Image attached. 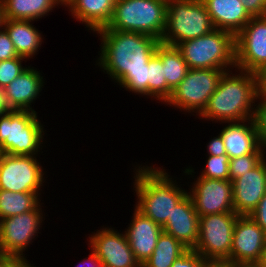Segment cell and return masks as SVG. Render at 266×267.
<instances>
[{"instance_id": "cell-4", "label": "cell", "mask_w": 266, "mask_h": 267, "mask_svg": "<svg viewBox=\"0 0 266 267\" xmlns=\"http://www.w3.org/2000/svg\"><path fill=\"white\" fill-rule=\"evenodd\" d=\"M189 69L236 68L235 36L230 32L214 29L201 37L176 45Z\"/></svg>"}, {"instance_id": "cell-14", "label": "cell", "mask_w": 266, "mask_h": 267, "mask_svg": "<svg viewBox=\"0 0 266 267\" xmlns=\"http://www.w3.org/2000/svg\"><path fill=\"white\" fill-rule=\"evenodd\" d=\"M87 244L102 261L104 267H141L130 248L125 232L102 227L92 232Z\"/></svg>"}, {"instance_id": "cell-35", "label": "cell", "mask_w": 266, "mask_h": 267, "mask_svg": "<svg viewBox=\"0 0 266 267\" xmlns=\"http://www.w3.org/2000/svg\"><path fill=\"white\" fill-rule=\"evenodd\" d=\"M247 12L252 16L266 15V0H240Z\"/></svg>"}, {"instance_id": "cell-26", "label": "cell", "mask_w": 266, "mask_h": 267, "mask_svg": "<svg viewBox=\"0 0 266 267\" xmlns=\"http://www.w3.org/2000/svg\"><path fill=\"white\" fill-rule=\"evenodd\" d=\"M188 250L172 235L162 231L152 255L141 267H171L175 260Z\"/></svg>"}, {"instance_id": "cell-7", "label": "cell", "mask_w": 266, "mask_h": 267, "mask_svg": "<svg viewBox=\"0 0 266 267\" xmlns=\"http://www.w3.org/2000/svg\"><path fill=\"white\" fill-rule=\"evenodd\" d=\"M214 29L202 0H167L166 27L161 43L176 46Z\"/></svg>"}, {"instance_id": "cell-17", "label": "cell", "mask_w": 266, "mask_h": 267, "mask_svg": "<svg viewBox=\"0 0 266 267\" xmlns=\"http://www.w3.org/2000/svg\"><path fill=\"white\" fill-rule=\"evenodd\" d=\"M41 72L28 66L4 89V97L10 110L35 111L32 104L39 97L45 80ZM32 103V104H31Z\"/></svg>"}, {"instance_id": "cell-33", "label": "cell", "mask_w": 266, "mask_h": 267, "mask_svg": "<svg viewBox=\"0 0 266 267\" xmlns=\"http://www.w3.org/2000/svg\"><path fill=\"white\" fill-rule=\"evenodd\" d=\"M208 261L194 249H188L178 257L171 267H203Z\"/></svg>"}, {"instance_id": "cell-6", "label": "cell", "mask_w": 266, "mask_h": 267, "mask_svg": "<svg viewBox=\"0 0 266 267\" xmlns=\"http://www.w3.org/2000/svg\"><path fill=\"white\" fill-rule=\"evenodd\" d=\"M37 114L36 111L10 110L0 116V153L20 156L40 154L45 125Z\"/></svg>"}, {"instance_id": "cell-1", "label": "cell", "mask_w": 266, "mask_h": 267, "mask_svg": "<svg viewBox=\"0 0 266 267\" xmlns=\"http://www.w3.org/2000/svg\"><path fill=\"white\" fill-rule=\"evenodd\" d=\"M94 33L101 40L96 66L129 93L148 97V62L161 41L143 33L107 27Z\"/></svg>"}, {"instance_id": "cell-2", "label": "cell", "mask_w": 266, "mask_h": 267, "mask_svg": "<svg viewBox=\"0 0 266 267\" xmlns=\"http://www.w3.org/2000/svg\"><path fill=\"white\" fill-rule=\"evenodd\" d=\"M234 71V74L232 70L223 74L198 118L225 124L253 119L258 96L257 75L236 68Z\"/></svg>"}, {"instance_id": "cell-16", "label": "cell", "mask_w": 266, "mask_h": 267, "mask_svg": "<svg viewBox=\"0 0 266 267\" xmlns=\"http://www.w3.org/2000/svg\"><path fill=\"white\" fill-rule=\"evenodd\" d=\"M232 183L234 212L250 216L266 193V158Z\"/></svg>"}, {"instance_id": "cell-22", "label": "cell", "mask_w": 266, "mask_h": 267, "mask_svg": "<svg viewBox=\"0 0 266 267\" xmlns=\"http://www.w3.org/2000/svg\"><path fill=\"white\" fill-rule=\"evenodd\" d=\"M116 0H68L64 7L88 29L98 31L111 20ZM71 12V13H70Z\"/></svg>"}, {"instance_id": "cell-9", "label": "cell", "mask_w": 266, "mask_h": 267, "mask_svg": "<svg viewBox=\"0 0 266 267\" xmlns=\"http://www.w3.org/2000/svg\"><path fill=\"white\" fill-rule=\"evenodd\" d=\"M225 72L223 69H189L165 105L179 108L189 114L200 115L207 107Z\"/></svg>"}, {"instance_id": "cell-42", "label": "cell", "mask_w": 266, "mask_h": 267, "mask_svg": "<svg viewBox=\"0 0 266 267\" xmlns=\"http://www.w3.org/2000/svg\"><path fill=\"white\" fill-rule=\"evenodd\" d=\"M9 111L10 109L7 106V103L4 97V92L2 89H0V116L6 114Z\"/></svg>"}, {"instance_id": "cell-15", "label": "cell", "mask_w": 266, "mask_h": 267, "mask_svg": "<svg viewBox=\"0 0 266 267\" xmlns=\"http://www.w3.org/2000/svg\"><path fill=\"white\" fill-rule=\"evenodd\" d=\"M266 232L250 216L239 215L234 227L230 257L225 262H262Z\"/></svg>"}, {"instance_id": "cell-46", "label": "cell", "mask_w": 266, "mask_h": 267, "mask_svg": "<svg viewBox=\"0 0 266 267\" xmlns=\"http://www.w3.org/2000/svg\"><path fill=\"white\" fill-rule=\"evenodd\" d=\"M63 4H65L68 0H60Z\"/></svg>"}, {"instance_id": "cell-34", "label": "cell", "mask_w": 266, "mask_h": 267, "mask_svg": "<svg viewBox=\"0 0 266 267\" xmlns=\"http://www.w3.org/2000/svg\"><path fill=\"white\" fill-rule=\"evenodd\" d=\"M15 57L19 56L14 48L13 42L3 28V30H0V61L9 60Z\"/></svg>"}, {"instance_id": "cell-37", "label": "cell", "mask_w": 266, "mask_h": 267, "mask_svg": "<svg viewBox=\"0 0 266 267\" xmlns=\"http://www.w3.org/2000/svg\"><path fill=\"white\" fill-rule=\"evenodd\" d=\"M207 145L208 155L220 156L227 155L223 138L219 133L218 136L210 139Z\"/></svg>"}, {"instance_id": "cell-30", "label": "cell", "mask_w": 266, "mask_h": 267, "mask_svg": "<svg viewBox=\"0 0 266 267\" xmlns=\"http://www.w3.org/2000/svg\"><path fill=\"white\" fill-rule=\"evenodd\" d=\"M206 165L198 177L219 180H229V157L228 155H208Z\"/></svg>"}, {"instance_id": "cell-8", "label": "cell", "mask_w": 266, "mask_h": 267, "mask_svg": "<svg viewBox=\"0 0 266 267\" xmlns=\"http://www.w3.org/2000/svg\"><path fill=\"white\" fill-rule=\"evenodd\" d=\"M41 205L39 203L29 212L0 220V260H26L25 250L38 237L44 223Z\"/></svg>"}, {"instance_id": "cell-25", "label": "cell", "mask_w": 266, "mask_h": 267, "mask_svg": "<svg viewBox=\"0 0 266 267\" xmlns=\"http://www.w3.org/2000/svg\"><path fill=\"white\" fill-rule=\"evenodd\" d=\"M155 54L162 60L164 66L168 100L173 90L186 77L189 68L176 46H169L160 42Z\"/></svg>"}, {"instance_id": "cell-23", "label": "cell", "mask_w": 266, "mask_h": 267, "mask_svg": "<svg viewBox=\"0 0 266 267\" xmlns=\"http://www.w3.org/2000/svg\"><path fill=\"white\" fill-rule=\"evenodd\" d=\"M32 24V20L11 19H6L3 24L18 56L24 57L26 60L38 54L43 42L44 35Z\"/></svg>"}, {"instance_id": "cell-44", "label": "cell", "mask_w": 266, "mask_h": 267, "mask_svg": "<svg viewBox=\"0 0 266 267\" xmlns=\"http://www.w3.org/2000/svg\"><path fill=\"white\" fill-rule=\"evenodd\" d=\"M203 267H224L221 262H210L208 261Z\"/></svg>"}, {"instance_id": "cell-5", "label": "cell", "mask_w": 266, "mask_h": 267, "mask_svg": "<svg viewBox=\"0 0 266 267\" xmlns=\"http://www.w3.org/2000/svg\"><path fill=\"white\" fill-rule=\"evenodd\" d=\"M167 0H116L108 29L138 32L161 41L166 27Z\"/></svg>"}, {"instance_id": "cell-36", "label": "cell", "mask_w": 266, "mask_h": 267, "mask_svg": "<svg viewBox=\"0 0 266 267\" xmlns=\"http://www.w3.org/2000/svg\"><path fill=\"white\" fill-rule=\"evenodd\" d=\"M250 217L266 232V193Z\"/></svg>"}, {"instance_id": "cell-31", "label": "cell", "mask_w": 266, "mask_h": 267, "mask_svg": "<svg viewBox=\"0 0 266 267\" xmlns=\"http://www.w3.org/2000/svg\"><path fill=\"white\" fill-rule=\"evenodd\" d=\"M24 57H15L9 60L0 61V89H4L27 67L23 66Z\"/></svg>"}, {"instance_id": "cell-28", "label": "cell", "mask_w": 266, "mask_h": 267, "mask_svg": "<svg viewBox=\"0 0 266 267\" xmlns=\"http://www.w3.org/2000/svg\"><path fill=\"white\" fill-rule=\"evenodd\" d=\"M167 101V81L164 76L162 60L154 54L148 62V98Z\"/></svg>"}, {"instance_id": "cell-11", "label": "cell", "mask_w": 266, "mask_h": 267, "mask_svg": "<svg viewBox=\"0 0 266 267\" xmlns=\"http://www.w3.org/2000/svg\"><path fill=\"white\" fill-rule=\"evenodd\" d=\"M36 157L0 153V189L36 193L40 197L45 169Z\"/></svg>"}, {"instance_id": "cell-39", "label": "cell", "mask_w": 266, "mask_h": 267, "mask_svg": "<svg viewBox=\"0 0 266 267\" xmlns=\"http://www.w3.org/2000/svg\"><path fill=\"white\" fill-rule=\"evenodd\" d=\"M89 253V257H85L78 265L77 267H104L102 261L100 258L96 255V253L91 249Z\"/></svg>"}, {"instance_id": "cell-38", "label": "cell", "mask_w": 266, "mask_h": 267, "mask_svg": "<svg viewBox=\"0 0 266 267\" xmlns=\"http://www.w3.org/2000/svg\"><path fill=\"white\" fill-rule=\"evenodd\" d=\"M257 98H266V67L260 69L257 73Z\"/></svg>"}, {"instance_id": "cell-10", "label": "cell", "mask_w": 266, "mask_h": 267, "mask_svg": "<svg viewBox=\"0 0 266 267\" xmlns=\"http://www.w3.org/2000/svg\"><path fill=\"white\" fill-rule=\"evenodd\" d=\"M238 216L235 212L201 216L198 242L194 250L207 261L224 263L230 257Z\"/></svg>"}, {"instance_id": "cell-45", "label": "cell", "mask_w": 266, "mask_h": 267, "mask_svg": "<svg viewBox=\"0 0 266 267\" xmlns=\"http://www.w3.org/2000/svg\"><path fill=\"white\" fill-rule=\"evenodd\" d=\"M261 263L263 264L264 267H266V251H265V254L263 256V259H262Z\"/></svg>"}, {"instance_id": "cell-24", "label": "cell", "mask_w": 266, "mask_h": 267, "mask_svg": "<svg viewBox=\"0 0 266 267\" xmlns=\"http://www.w3.org/2000/svg\"><path fill=\"white\" fill-rule=\"evenodd\" d=\"M4 18L11 20L38 21L47 16L58 5L64 6L60 0H2Z\"/></svg>"}, {"instance_id": "cell-12", "label": "cell", "mask_w": 266, "mask_h": 267, "mask_svg": "<svg viewBox=\"0 0 266 267\" xmlns=\"http://www.w3.org/2000/svg\"><path fill=\"white\" fill-rule=\"evenodd\" d=\"M236 69L257 73L266 67V15L252 17L235 36Z\"/></svg>"}, {"instance_id": "cell-43", "label": "cell", "mask_w": 266, "mask_h": 267, "mask_svg": "<svg viewBox=\"0 0 266 267\" xmlns=\"http://www.w3.org/2000/svg\"><path fill=\"white\" fill-rule=\"evenodd\" d=\"M5 18H4V6L3 1L0 0V30L3 29Z\"/></svg>"}, {"instance_id": "cell-3", "label": "cell", "mask_w": 266, "mask_h": 267, "mask_svg": "<svg viewBox=\"0 0 266 267\" xmlns=\"http://www.w3.org/2000/svg\"><path fill=\"white\" fill-rule=\"evenodd\" d=\"M134 169L133 190L138 200L135 208L163 226L188 190L181 188L163 167H154L153 164L151 167L145 163Z\"/></svg>"}, {"instance_id": "cell-18", "label": "cell", "mask_w": 266, "mask_h": 267, "mask_svg": "<svg viewBox=\"0 0 266 267\" xmlns=\"http://www.w3.org/2000/svg\"><path fill=\"white\" fill-rule=\"evenodd\" d=\"M132 220L125 234L136 260L142 266L152 255L163 228L134 208Z\"/></svg>"}, {"instance_id": "cell-27", "label": "cell", "mask_w": 266, "mask_h": 267, "mask_svg": "<svg viewBox=\"0 0 266 267\" xmlns=\"http://www.w3.org/2000/svg\"><path fill=\"white\" fill-rule=\"evenodd\" d=\"M40 198L36 193L0 189V220L33 210L41 202Z\"/></svg>"}, {"instance_id": "cell-20", "label": "cell", "mask_w": 266, "mask_h": 267, "mask_svg": "<svg viewBox=\"0 0 266 267\" xmlns=\"http://www.w3.org/2000/svg\"><path fill=\"white\" fill-rule=\"evenodd\" d=\"M227 124L220 131V134L229 159L251 153H266V148L260 145L253 119Z\"/></svg>"}, {"instance_id": "cell-29", "label": "cell", "mask_w": 266, "mask_h": 267, "mask_svg": "<svg viewBox=\"0 0 266 267\" xmlns=\"http://www.w3.org/2000/svg\"><path fill=\"white\" fill-rule=\"evenodd\" d=\"M266 158L265 153H251L229 159V180L243 176L246 172L257 167Z\"/></svg>"}, {"instance_id": "cell-21", "label": "cell", "mask_w": 266, "mask_h": 267, "mask_svg": "<svg viewBox=\"0 0 266 267\" xmlns=\"http://www.w3.org/2000/svg\"><path fill=\"white\" fill-rule=\"evenodd\" d=\"M215 29L236 36L252 16L240 0H202Z\"/></svg>"}, {"instance_id": "cell-19", "label": "cell", "mask_w": 266, "mask_h": 267, "mask_svg": "<svg viewBox=\"0 0 266 267\" xmlns=\"http://www.w3.org/2000/svg\"><path fill=\"white\" fill-rule=\"evenodd\" d=\"M199 220L192 199L187 194L162 226L163 232L172 235L188 249H194L198 242Z\"/></svg>"}, {"instance_id": "cell-13", "label": "cell", "mask_w": 266, "mask_h": 267, "mask_svg": "<svg viewBox=\"0 0 266 267\" xmlns=\"http://www.w3.org/2000/svg\"><path fill=\"white\" fill-rule=\"evenodd\" d=\"M192 184L188 195L199 217L234 212L233 183L230 180L197 177Z\"/></svg>"}, {"instance_id": "cell-32", "label": "cell", "mask_w": 266, "mask_h": 267, "mask_svg": "<svg viewBox=\"0 0 266 267\" xmlns=\"http://www.w3.org/2000/svg\"><path fill=\"white\" fill-rule=\"evenodd\" d=\"M256 102L253 120L260 145L266 148V98H257Z\"/></svg>"}, {"instance_id": "cell-41", "label": "cell", "mask_w": 266, "mask_h": 267, "mask_svg": "<svg viewBox=\"0 0 266 267\" xmlns=\"http://www.w3.org/2000/svg\"><path fill=\"white\" fill-rule=\"evenodd\" d=\"M224 267H264L261 262H240V263H230L224 262Z\"/></svg>"}, {"instance_id": "cell-40", "label": "cell", "mask_w": 266, "mask_h": 267, "mask_svg": "<svg viewBox=\"0 0 266 267\" xmlns=\"http://www.w3.org/2000/svg\"><path fill=\"white\" fill-rule=\"evenodd\" d=\"M1 267H36L30 260H1Z\"/></svg>"}]
</instances>
